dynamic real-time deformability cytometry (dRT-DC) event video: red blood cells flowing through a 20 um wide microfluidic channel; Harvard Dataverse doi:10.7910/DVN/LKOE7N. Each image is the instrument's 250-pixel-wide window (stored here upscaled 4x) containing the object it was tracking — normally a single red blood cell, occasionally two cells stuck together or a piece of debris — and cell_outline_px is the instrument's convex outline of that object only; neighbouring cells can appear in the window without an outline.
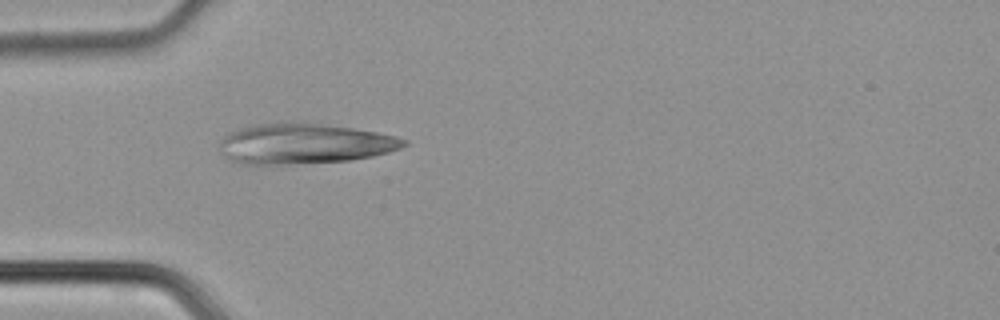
{"species": "common noctule bat (a hibernating species)", "species_latin": "Nyctalus noctula", "temperature_condition": "cold", "stored_images_in_passage": 21, "segment_of_instrument_passage": [1, 2], "camera_frame_rate_fps": 3000, "um_per_image_px": 0.085, "animal": {"sex": "male", "body_mass_g": 21.5, "forearm_length_mm": 52.0}, "frame": {"image": 1, "passage_image": 1, "time_ms": 0.0, "image_size_px": [1000, 320], "cell_outline_px": [[408, 144], [400, 148], [388, 152], [372, 156], [352, 160], [288, 164], [240, 164], [228, 160], [224, 156], [220, 144], [220, 140], [224, 136], [240, 128], [252, 124], [288, 120], [304, 120], [376, 132], [396, 136], [408, 140]], "centroid_in_image_um": [25.85, 12.18], "position_along_channel_um": 59.2, "area_um2": 44.16}}
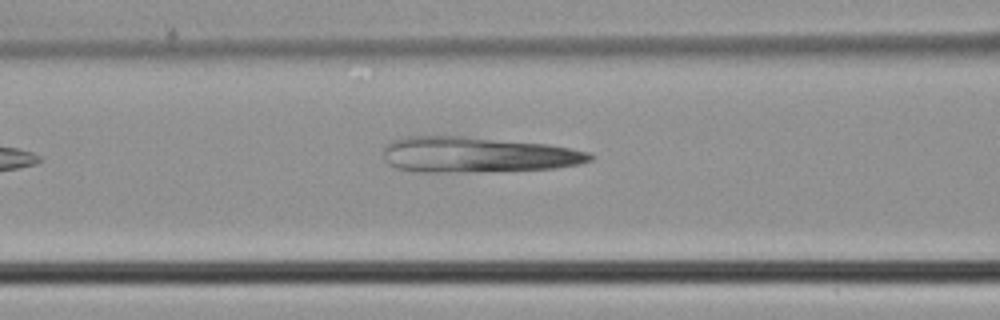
{"frame": {"image": 2, "passage_image": 6, "time_ms": 1.667, "image_size_px": [1000, 320], "cell_outline_px": [[592, 160], [580, 164], [552, 168], [448, 172], [420, 172], [396, 168], [388, 164], [384, 160], [384, 144], [392, 140], [404, 136], [464, 136], [548, 144], [588, 152], [592, 156]], "centroid_in_image_um": [40.48, 13.13], "position_along_channel_um": 126.1, "area_um2": 42.6}}
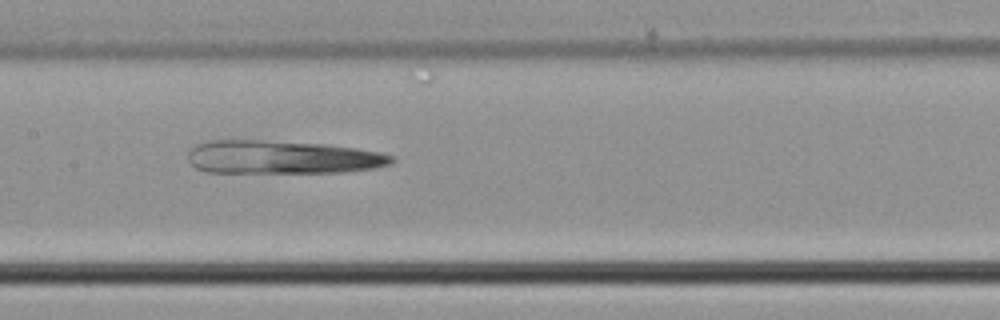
{"frame": {"image": 3, "passage_image": 10, "time_ms": 3.0, "image_size_px": [1000, 320], "cell_outline_px": [[396, 160], [392, 164], [372, 168], [340, 172], [204, 172], [196, 168], [188, 160], [188, 152], [196, 144], [212, 140], [264, 140], [324, 144], [356, 148], [380, 152], [392, 156]], "centroid_in_image_um": [23.97, 13.36], "position_along_channel_um": 183.4, "area_um2": 39.48}}